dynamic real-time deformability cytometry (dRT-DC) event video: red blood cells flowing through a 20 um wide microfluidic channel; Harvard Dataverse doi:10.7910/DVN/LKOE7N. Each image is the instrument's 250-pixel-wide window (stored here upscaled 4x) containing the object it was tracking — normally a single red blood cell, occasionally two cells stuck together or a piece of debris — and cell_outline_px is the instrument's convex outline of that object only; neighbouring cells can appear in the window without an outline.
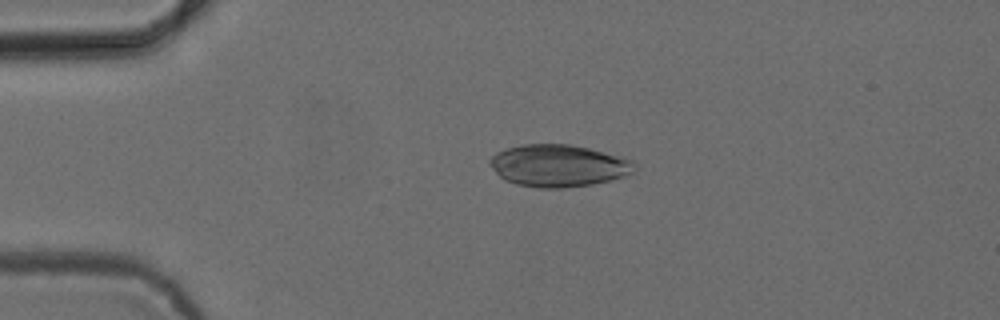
{"species": "common noctule bat (a hibernating species)", "species_latin": "Nyctalus noctula", "temperature_condition": "cold", "stored_images_in_passage": 50, "camera_frame_rate_fps": 3000, "um_per_image_px": 0.085, "animal": {"sex": "female", "body_mass_g": 24.6, "forearm_length_mm": 56.2}, "frame": {"image": 1, "passage_image": 9, "time_ms": 2.667, "image_size_px": [1000, 320], "cell_outline_px": [[636, 172], [612, 180], [592, 184], [564, 188], [540, 188], [516, 184], [504, 180], [488, 164], [488, 160], [496, 152], [504, 148], [520, 144], [568, 144], [588, 148], [624, 156], [636, 160]], "centroid_in_image_um": [47.5, 14.07], "position_along_channel_um": 37.5, "area_um2": 36.13}}
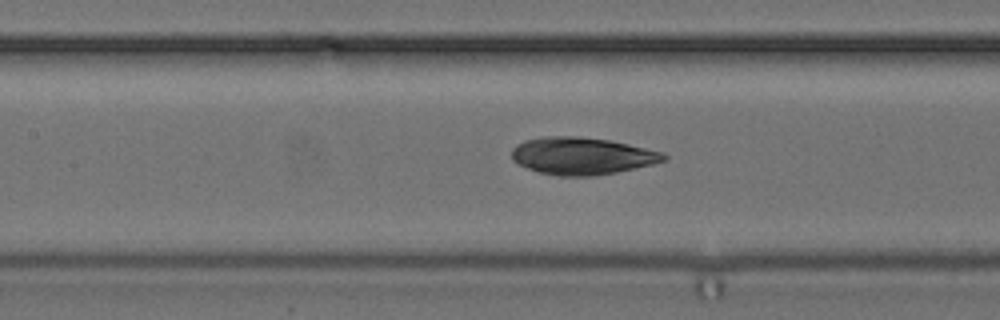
{"frame": {"image": 2, "passage_image": 21, "time_ms": 6.667, "image_size_px": [1000, 320], "cell_outline_px": [[668, 156], [664, 160], [652, 164], [616, 172], [596, 176], [556, 176], [540, 172], [528, 168], [512, 160], [512, 148], [516, 144], [524, 140], [544, 136], [580, 136], [608, 140], [628, 144], [664, 152]], "centroid_in_image_um": [49.45, 13.25], "position_along_channel_um": 158.0, "area_um2": 33.0}}
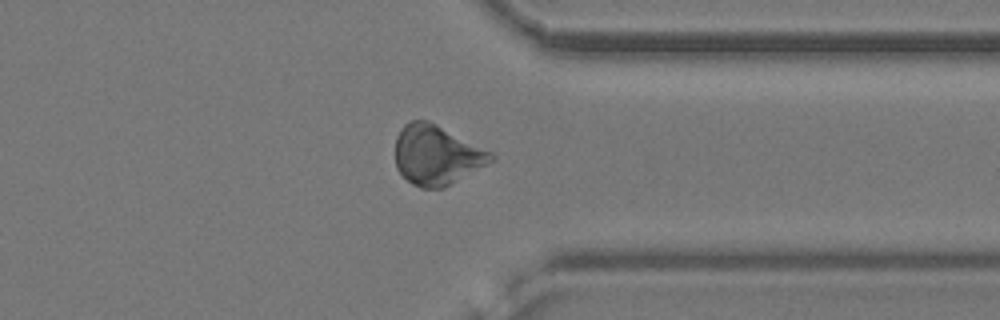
{"frame": {"image": 3, "passage_image": 38, "time_ms": 12.333, "image_size_px": [1000, 320], "cell_outline_px": [[496, 160], [444, 188], [420, 188], [412, 184], [396, 168], [396, 136], [400, 128], [408, 120], [428, 120], [492, 152], [496, 156]], "centroid_in_image_um": [37.12, 13.18], "position_along_channel_um": 374.3, "area_um2": 33.41}}